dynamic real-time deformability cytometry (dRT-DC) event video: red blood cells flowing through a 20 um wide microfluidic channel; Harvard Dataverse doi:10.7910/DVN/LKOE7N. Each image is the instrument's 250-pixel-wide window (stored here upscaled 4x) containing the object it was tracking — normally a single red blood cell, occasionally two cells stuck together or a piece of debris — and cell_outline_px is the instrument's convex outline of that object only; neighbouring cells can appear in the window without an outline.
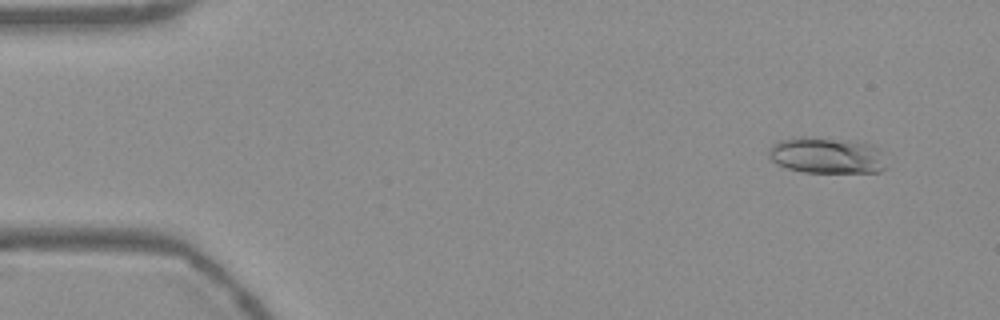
{"species": "Egyptian fruit bat (a non-hibernating species)", "species_latin": "Rousettus aegyptiacus", "temperature_condition": "warm", "stored_images_in_passage": 53, "camera_frame_rate_fps": 3000, "um_per_image_px": 0.085, "frame": {"image": 1, "passage_image": 3, "time_ms": 0.667, "image_size_px": [1000, 320], "cell_outline_px": [[888, 168], [880, 172], [804, 172], [788, 168], [776, 164], [768, 156], [768, 148], [776, 140], [792, 136], [804, 136], [856, 140], [872, 144], [888, 152]], "centroid_in_image_um": [70.36, 13.18], "position_along_channel_um": 14.6, "area_um2": 26.13}}
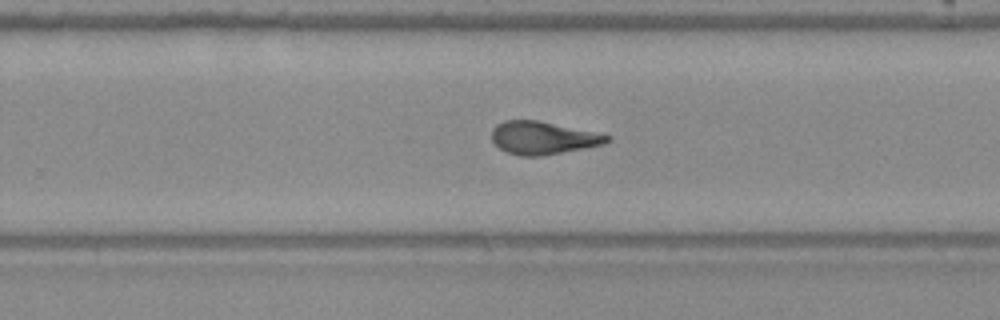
{"frame": {"image": 2, "passage_image": 33, "time_ms": 10.667, "image_size_px": [1000, 320], "cell_outline_px": [[612, 140], [604, 144], [584, 148], [540, 156], [520, 156], [504, 152], [492, 140], [492, 128], [496, 124], [504, 120], [540, 120], [612, 136]], "centroid_in_image_um": [46.13, 11.71], "position_along_channel_um": 283.7, "area_um2": 22.14}}
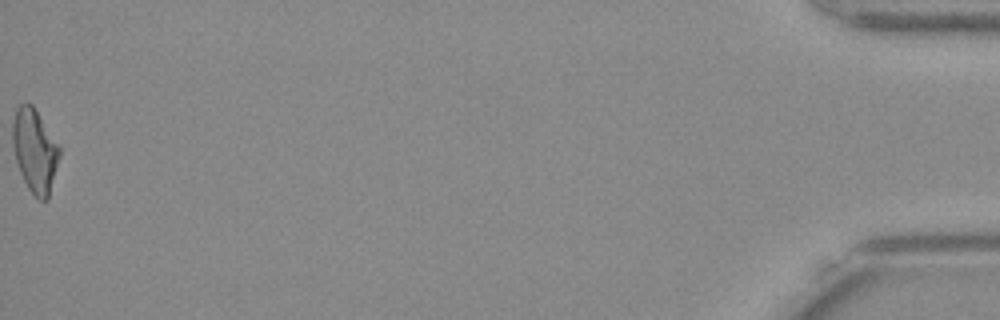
{"frame": {"image": 3, "passage_image": 53, "time_ms": 17.333, "image_size_px": [1000, 320], "cell_outline_px": [[60, 156], [48, 200], [40, 200], [28, 188], [20, 172], [16, 160], [12, 144], [12, 120], [16, 108], [20, 104], [32, 104], [60, 148]], "centroid_in_image_um": [2.94, 12.81], "position_along_channel_um": 432.3, "area_um2": 22.54}, "authors_computed_cell_mechanics": {"area_um2": 22.3686, "velocity_mm_per_s": 3.7698, "shape_relaxation_time_tau1_ms": null, "shape_relaxation_time_tau2_ms": 2.0496, "deformation_change_tau1": null, "deformation_change_tau2": 0.0922}}